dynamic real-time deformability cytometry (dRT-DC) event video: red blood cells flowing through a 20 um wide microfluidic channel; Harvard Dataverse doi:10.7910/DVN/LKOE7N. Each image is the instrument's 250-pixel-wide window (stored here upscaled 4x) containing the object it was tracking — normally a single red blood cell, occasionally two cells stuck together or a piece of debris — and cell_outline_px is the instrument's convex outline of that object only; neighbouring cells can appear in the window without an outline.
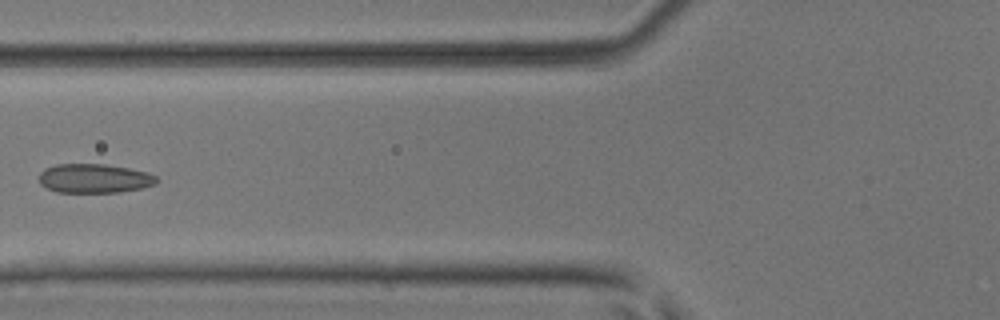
{"species": "common noctule bat (a hibernating species)", "species_latin": "Nyctalus noctula", "temperature_condition": "room temperature", "stored_images_in_passage": 6, "camera_frame_rate_fps": 3000, "um_per_image_px": 0.085, "animal": {"sex": "male", "body_mass_g": 17.9, "forearm_length_mm": 54.2}, "frame": {"image": 1, "passage_image": 5, "time_ms": 1.333, "image_size_px": [1000, 320], "cell_outline_px": [[160, 180], [156, 184], [140, 188], [120, 192], [56, 192], [40, 184], [40, 172], [44, 168], [56, 164], [104, 164], [128, 168], [148, 172], [156, 176]], "centroid_in_image_um": [8.03, 15.16], "position_along_channel_um": 117.8, "area_um2": 20.0}}
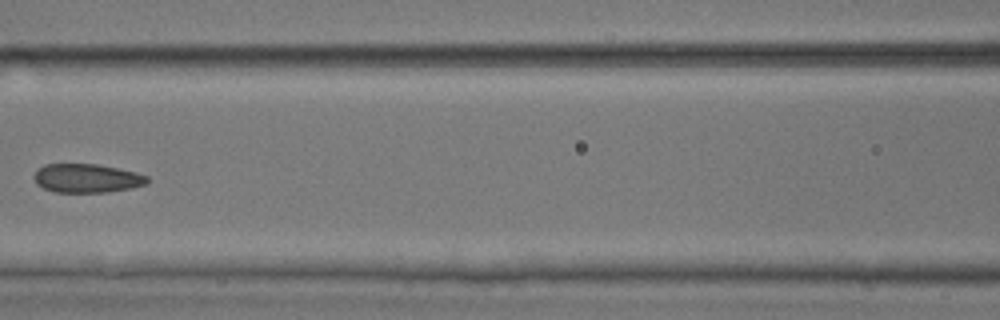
{"frame": {"image": 2, "passage_image": 6, "time_ms": 1.667, "image_size_px": [1000, 320], "cell_outline_px": [[148, 184], [108, 192], [52, 192], [36, 184], [32, 176], [36, 168], [44, 164], [96, 164], [136, 172], [148, 176]], "centroid_in_image_um": [7.32, 15.15], "position_along_channel_um": 159.3, "area_um2": 19.13}}